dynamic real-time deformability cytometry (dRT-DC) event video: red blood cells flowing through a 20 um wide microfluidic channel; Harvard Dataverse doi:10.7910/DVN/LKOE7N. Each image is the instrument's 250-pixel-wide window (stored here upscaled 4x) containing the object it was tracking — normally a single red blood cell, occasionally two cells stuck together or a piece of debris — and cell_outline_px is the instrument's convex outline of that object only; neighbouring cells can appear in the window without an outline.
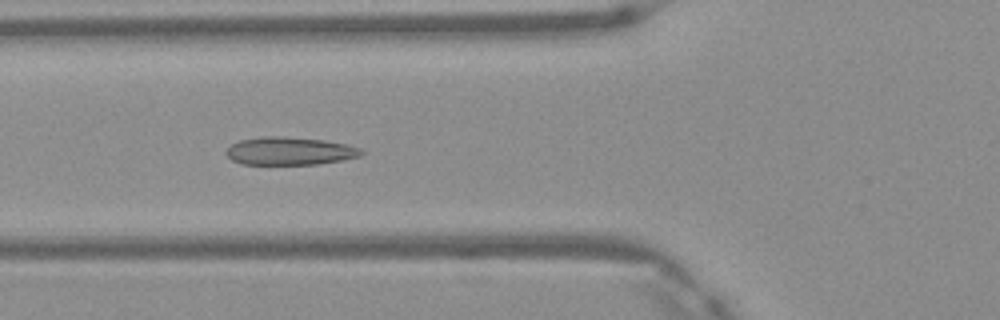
{"species": "Egyptian fruit bat (a non-hibernating species)", "species_latin": "Rousettus aegyptiacus", "temperature_condition": "warm", "stored_images_in_passage": 6, "camera_frame_rate_fps": 3000, "um_per_image_px": 0.085, "frame": {"image": 1, "passage_image": 5, "time_ms": 1.333, "image_size_px": [1000, 320], "cell_outline_px": [[364, 152], [360, 156], [340, 160], [316, 164], [244, 164], [232, 160], [224, 152], [232, 144], [240, 140], [264, 136], [284, 136], [324, 140], [348, 144], [360, 148]], "centroid_in_image_um": [24.63, 12.83], "position_along_channel_um": 101.2, "area_um2": 21.91}}
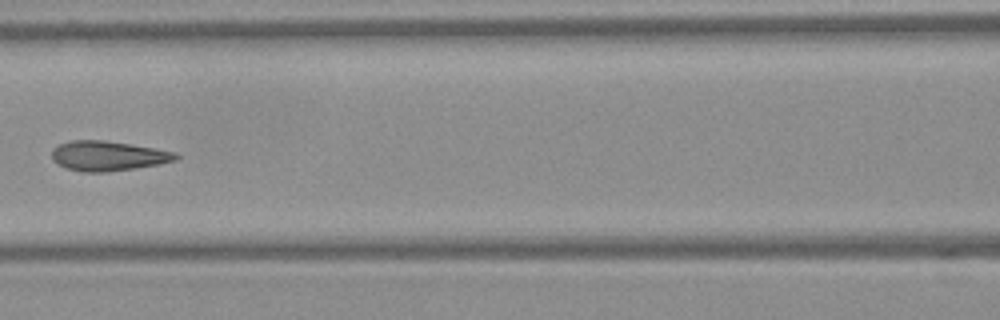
{"frame": {"image": 2, "passage_image": 6, "time_ms": 1.667, "image_size_px": [1000, 320], "cell_outline_px": [[180, 156], [176, 160], [160, 164], [104, 172], [84, 172], [64, 168], [56, 164], [52, 160], [52, 148], [60, 144], [72, 140], [104, 140], [176, 152]], "centroid_in_image_um": [9.13, 13.25], "position_along_channel_um": 157.5, "area_um2": 21.44}}